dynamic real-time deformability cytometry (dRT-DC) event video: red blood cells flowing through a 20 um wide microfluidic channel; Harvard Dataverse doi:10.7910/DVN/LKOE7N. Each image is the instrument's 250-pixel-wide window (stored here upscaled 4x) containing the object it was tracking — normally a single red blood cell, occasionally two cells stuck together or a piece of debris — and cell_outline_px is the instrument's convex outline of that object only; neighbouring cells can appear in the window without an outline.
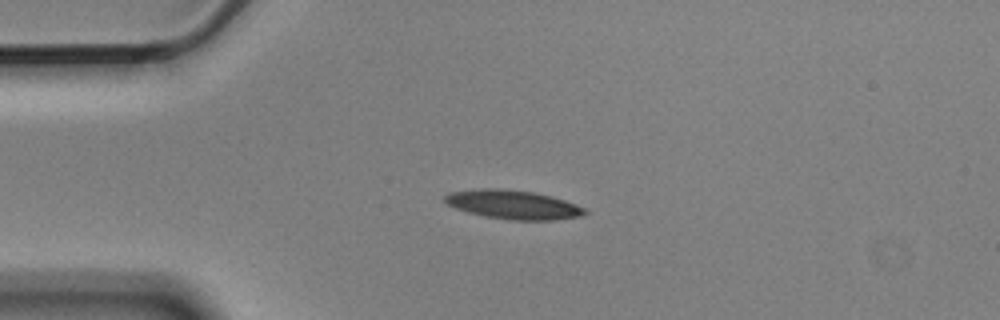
{"species": "Egyptian fruit bat (a non-hibernating species)", "species_latin": "Rousettus aegyptiacus", "temperature_condition": "cold", "stored_images_in_passage": 2, "camera_frame_rate_fps": 3000, "um_per_image_px": 0.085, "animal": {"sex": "male"}, "frame": {"image": 1, "passage_image": 1, "time_ms": 0.0, "image_size_px": [1000, 320], "cell_outline_px": [[588, 212], [584, 216], [552, 220], [512, 220], [484, 216], [468, 212], [456, 208], [448, 204], [444, 200], [444, 196], [448, 192], [480, 188], [496, 188], [532, 192], [552, 196], [576, 204], [584, 208]], "centroid_in_image_um": [43.62, 17.39], "position_along_channel_um": 41.4, "area_um2": 23.58}}